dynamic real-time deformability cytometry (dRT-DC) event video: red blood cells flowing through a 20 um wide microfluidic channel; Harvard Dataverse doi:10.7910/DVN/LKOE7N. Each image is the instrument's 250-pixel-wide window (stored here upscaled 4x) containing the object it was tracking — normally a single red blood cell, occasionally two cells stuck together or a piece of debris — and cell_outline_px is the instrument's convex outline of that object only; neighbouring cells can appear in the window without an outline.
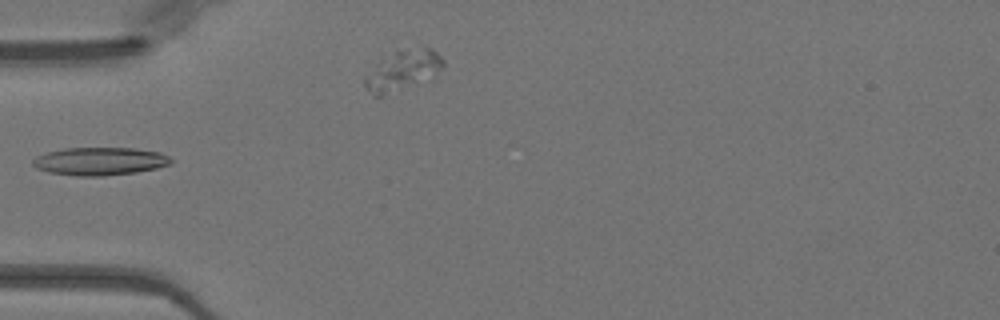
{"species": "Egyptian fruit bat (a non-hibernating species)", "species_latin": "Rousettus aegyptiacus", "temperature_condition": "warm", "stored_images_in_passage": 27, "camera_frame_rate_fps": 3000, "um_per_image_px": 0.085, "animal": {"sex": "female"}, "frame": {"image": 1, "passage_image": 1, "time_ms": 0.0, "image_size_px": [1000, 320], "cell_outline_px": [[172, 160], [168, 164], [156, 168], [136, 172], [104, 176], [76, 176], [48, 172], [36, 168], [32, 164], [32, 160], [36, 156], [48, 152], [64, 148], [132, 148], [160, 152], [168, 156]], "centroid_in_image_um": [8.45, 13.71], "position_along_channel_um": 76.6, "area_um2": 22.43}}
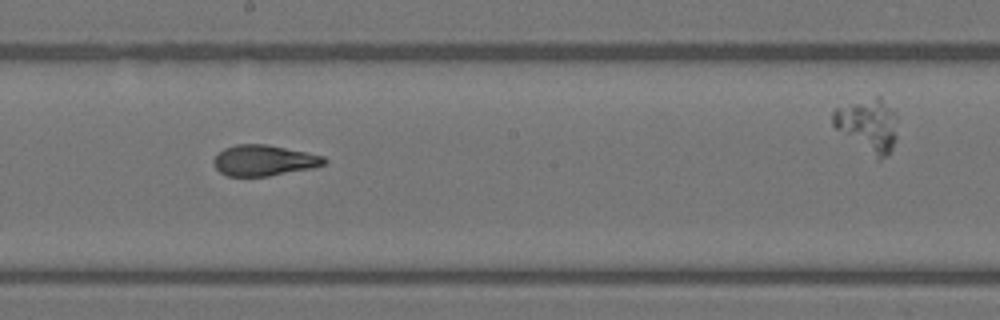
{"frame": {"image": 2, "passage_image": 12, "time_ms": 3.667, "image_size_px": [1000, 320], "cell_outline_px": [[328, 160], [324, 164], [312, 168], [268, 176], [228, 176], [220, 172], [212, 164], [212, 160], [224, 148], [236, 144], [264, 144], [324, 156]], "centroid_in_image_um": [22.4, 13.64], "position_along_channel_um": 225.8, "area_um2": 19.65}}
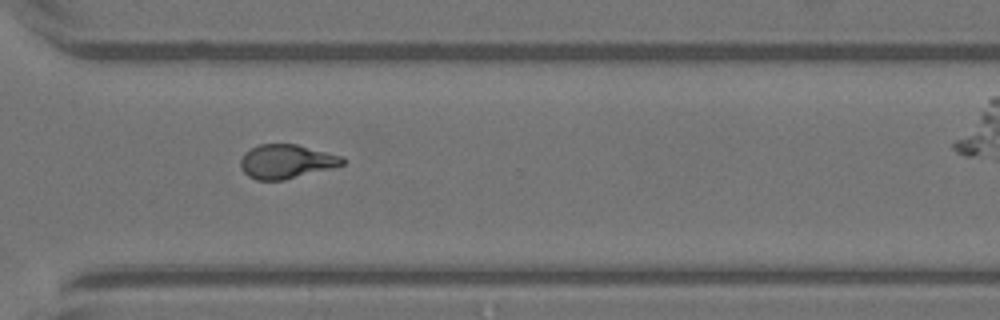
{"frame": {"image": 3, "passage_image": 21, "time_ms": 6.667, "image_size_px": [1000, 320], "cell_outline_px": [[344, 164], [332, 168], [284, 180], [256, 180], [248, 176], [240, 168], [240, 160], [244, 152], [260, 144], [296, 144], [344, 156]], "centroid_in_image_um": [24.33, 13.73], "position_along_channel_um": 346.3, "area_um2": 20.29}}